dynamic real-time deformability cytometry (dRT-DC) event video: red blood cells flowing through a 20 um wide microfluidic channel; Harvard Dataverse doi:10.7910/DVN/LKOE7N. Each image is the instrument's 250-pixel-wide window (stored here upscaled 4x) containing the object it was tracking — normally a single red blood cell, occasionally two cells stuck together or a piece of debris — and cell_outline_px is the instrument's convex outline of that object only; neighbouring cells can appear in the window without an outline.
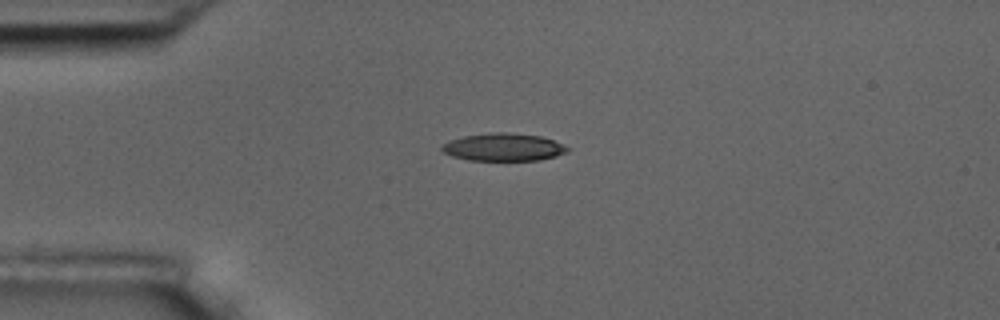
{"species": "common noctule bat (a hibernating species)", "species_latin": "Nyctalus noctula", "temperature_condition": "room temperature", "stored_images_in_passage": 12, "camera_frame_rate_fps": 3000, "um_per_image_px": 0.085, "animal": {"sex": "male", "body_mass_g": 17.5, "forearm_length_mm": 52.3}, "frame": {"image": 1, "passage_image": 3, "time_ms": 3.0, "image_size_px": [1000, 320], "cell_outline_px": [[568, 152], [556, 156], [540, 160], [468, 160], [452, 156], [444, 152], [440, 148], [448, 140], [464, 136], [496, 132], [508, 132], [540, 136], [552, 140], [568, 148]], "centroid_in_image_um": [42.77, 12.51], "position_along_channel_um": 42.2, "area_um2": 20.06}}
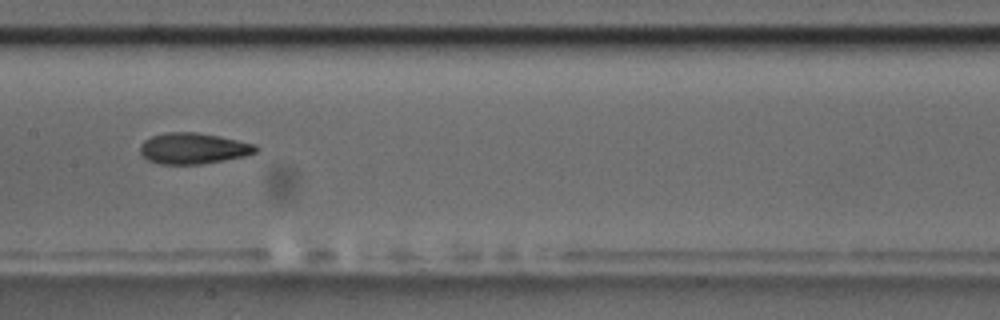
{"frame": {"image": 2, "passage_image": 7, "time_ms": 7.667, "image_size_px": [1000, 320], "cell_outline_px": [[260, 148], [256, 152], [244, 156], [224, 160], [200, 164], [160, 164], [148, 160], [140, 152], [140, 144], [144, 140], [152, 136], [168, 132], [196, 132], [220, 136], [256, 144]], "centroid_in_image_um": [16.44, 12.61], "position_along_channel_um": 191.0, "area_um2": 20.92}}
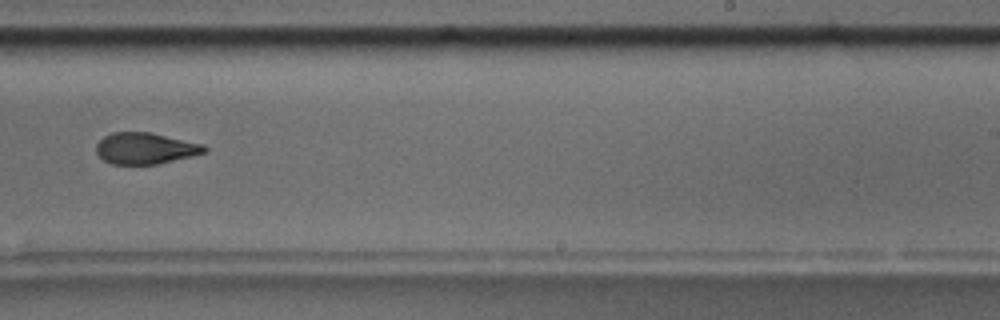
{"frame": {"image": 3, "passage_image": 9, "time_ms": 10.0, "image_size_px": [1000, 320], "cell_outline_px": [[208, 152], [192, 156], [156, 164], [112, 164], [104, 160], [96, 152], [96, 144], [104, 136], [112, 132], [148, 132], [204, 144], [208, 148]], "centroid_in_image_um": [12.36, 12.61], "position_along_channel_um": 276.6, "area_um2": 19.71}, "authors_computed_cell_mechanics": {"area_um2": 20.4901, "velocity_mm_per_s": 3.6842, "shape_relaxation_time_tau1_ms": 4.4609, "shape_relaxation_time_tau2_ms": 1.6969, "deformation_change_tau1": 0.131, "deformation_change_tau2": 0.0717}}